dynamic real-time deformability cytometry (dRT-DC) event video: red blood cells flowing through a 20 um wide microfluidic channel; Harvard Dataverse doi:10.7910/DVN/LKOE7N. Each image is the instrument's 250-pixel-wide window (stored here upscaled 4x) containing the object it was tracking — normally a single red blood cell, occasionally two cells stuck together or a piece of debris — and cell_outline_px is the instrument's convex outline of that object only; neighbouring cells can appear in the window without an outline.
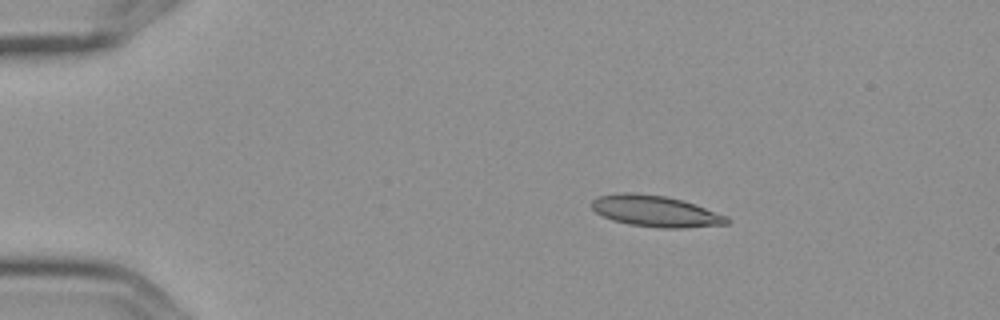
{"species": "Egyptian fruit bat (a non-hibernating species)", "species_latin": "Rousettus aegyptiacus", "temperature_condition": "cold", "stored_images_in_passage": 4, "camera_frame_rate_fps": 3000, "um_per_image_px": 0.085, "frame": {"image": 1, "passage_image": 2, "time_ms": 0.333, "image_size_px": [1000, 320], "cell_outline_px": [[732, 220], [728, 224], [680, 228], [664, 228], [628, 224], [612, 220], [596, 212], [592, 208], [592, 200], [596, 196], [616, 192], [636, 192], [664, 196], [684, 200], [696, 204], [728, 216]], "centroid_in_image_um": [55.73, 17.93], "position_along_channel_um": 29.3, "area_um2": 24.91}}